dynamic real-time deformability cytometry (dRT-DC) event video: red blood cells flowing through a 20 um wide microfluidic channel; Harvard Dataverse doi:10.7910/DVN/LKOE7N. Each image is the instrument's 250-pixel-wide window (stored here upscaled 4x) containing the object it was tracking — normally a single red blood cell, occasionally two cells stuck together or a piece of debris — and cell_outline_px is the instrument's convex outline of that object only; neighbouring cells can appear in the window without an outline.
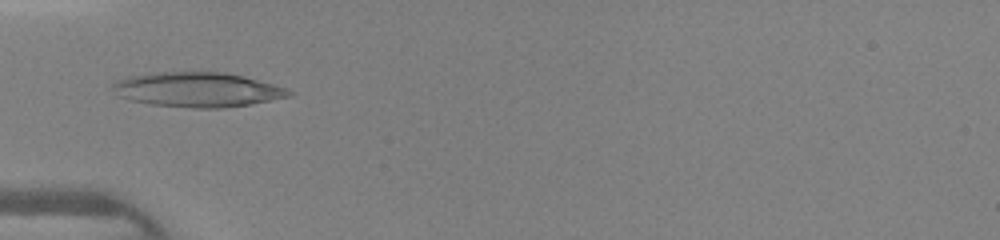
{"species": "human", "species_latin": "Homo sapiens", "temperature_condition": "warm", "stored_images_in_passage": 31, "camera_frame_rate_fps": 3000, "um_per_image_px": 0.085, "donor": {"sex": "female"}, "frame": {"image": 1, "passage_image": 1, "time_ms": 0.0, "image_size_px": [1000, 240], "cell_outline_px": [[296, 92], [292, 96], [252, 104], [224, 108], [192, 108], [148, 104], [128, 100], [112, 92], [112, 84], [116, 80], [128, 76], [156, 72], [224, 72], [244, 76], [288, 88]], "centroid_in_image_um": [16.8, 7.62], "position_along_channel_um": 68.2, "area_um2": 36.13}}
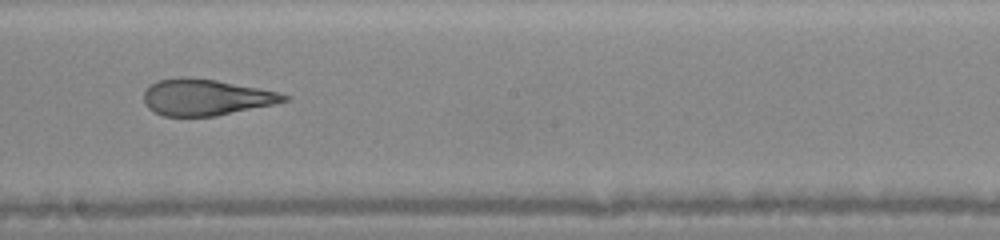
{"frame": {"image": 2, "passage_image": 12, "time_ms": 3.667, "image_size_px": [1000, 240], "cell_outline_px": [[292, 96], [288, 100], [272, 104], [216, 116], [164, 116], [152, 112], [144, 104], [144, 92], [156, 80], [184, 76], [216, 80], [260, 88], [280, 92]], "centroid_in_image_um": [17.48, 8.26], "position_along_channel_um": 230.7, "area_um2": 29.71}}
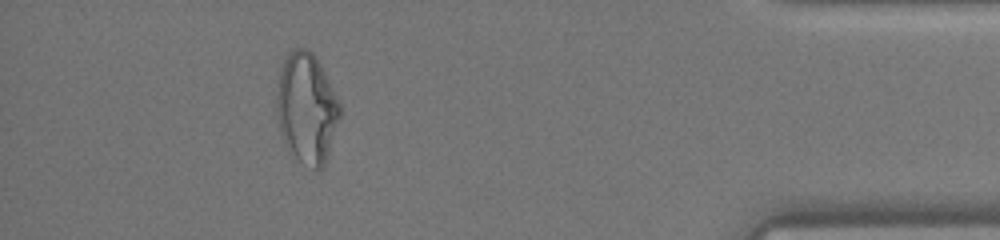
{"frame": {"image": 3, "passage_image": 27, "time_ms": 8.667, "image_size_px": [1000, 240], "cell_outline_px": [[340, 116], [324, 164], [316, 172], [292, 160], [280, 132], [276, 108], [276, 92], [280, 72], [284, 56], [292, 48], [308, 48], [316, 56], [340, 104]], "centroid_in_image_um": [26.02, 9.23], "position_along_channel_um": 409.2, "area_um2": 41.15}}